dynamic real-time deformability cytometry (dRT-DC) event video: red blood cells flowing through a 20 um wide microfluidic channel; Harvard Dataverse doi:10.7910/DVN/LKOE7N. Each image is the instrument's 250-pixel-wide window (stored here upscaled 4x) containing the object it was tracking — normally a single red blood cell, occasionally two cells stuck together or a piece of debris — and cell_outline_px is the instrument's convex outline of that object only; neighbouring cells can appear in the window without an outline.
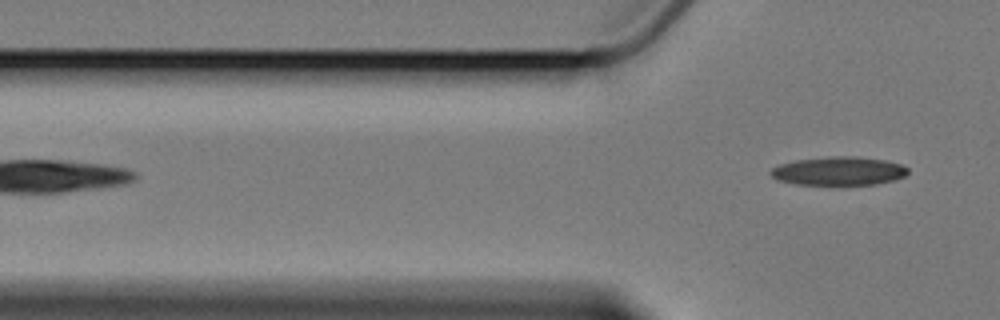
{"species": "Egyptian fruit bat (a non-hibernating species)", "species_latin": "Rousettus aegyptiacus", "temperature_condition": "cold", "stored_images_in_passage": 6, "camera_frame_rate_fps": 3000, "um_per_image_px": 0.085, "animal": {"sex": "female"}, "frame": {"image": 1, "passage_image": 6, "time_ms": 6.0, "image_size_px": [1000, 320], "cell_outline_px": [[908, 172], [904, 176], [892, 180], [876, 184], [796, 184], [780, 180], [772, 176], [768, 172], [772, 168], [780, 164], [796, 160], [828, 156], [856, 156], [884, 160], [904, 164], [908, 168]], "centroid_in_image_um": [71.31, 14.52], "position_along_channel_um": 54.5, "area_um2": 22.72}}